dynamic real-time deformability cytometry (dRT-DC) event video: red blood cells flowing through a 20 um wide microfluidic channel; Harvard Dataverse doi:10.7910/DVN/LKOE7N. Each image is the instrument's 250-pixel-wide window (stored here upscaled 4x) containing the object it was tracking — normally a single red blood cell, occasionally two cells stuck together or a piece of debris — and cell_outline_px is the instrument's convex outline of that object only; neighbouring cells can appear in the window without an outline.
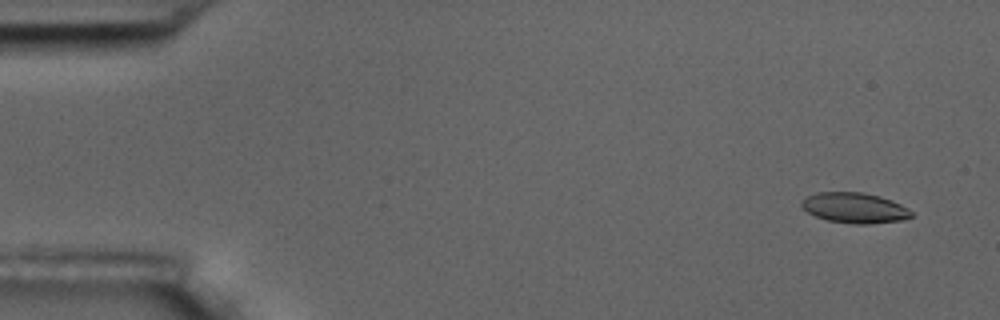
{"species": "common noctule bat (a hibernating species)", "species_latin": "Nyctalus noctula", "temperature_condition": "room temperature", "stored_images_in_passage": 4, "camera_frame_rate_fps": 3000, "um_per_image_px": 0.085, "animal": {"sex": "male", "body_mass_g": 17.5, "forearm_length_mm": 52.3}, "frame": {"image": 1, "passage_image": 1, "time_ms": 0.0, "image_size_px": [1000, 320], "cell_outline_px": [[912, 216], [900, 220], [868, 224], [852, 224], [828, 220], [816, 216], [808, 212], [800, 204], [800, 200], [816, 192], [864, 192], [880, 196], [892, 200], [908, 208], [912, 212]], "centroid_in_image_um": [72.63, 17.66], "position_along_channel_um": 12.4, "area_um2": 19.42}}